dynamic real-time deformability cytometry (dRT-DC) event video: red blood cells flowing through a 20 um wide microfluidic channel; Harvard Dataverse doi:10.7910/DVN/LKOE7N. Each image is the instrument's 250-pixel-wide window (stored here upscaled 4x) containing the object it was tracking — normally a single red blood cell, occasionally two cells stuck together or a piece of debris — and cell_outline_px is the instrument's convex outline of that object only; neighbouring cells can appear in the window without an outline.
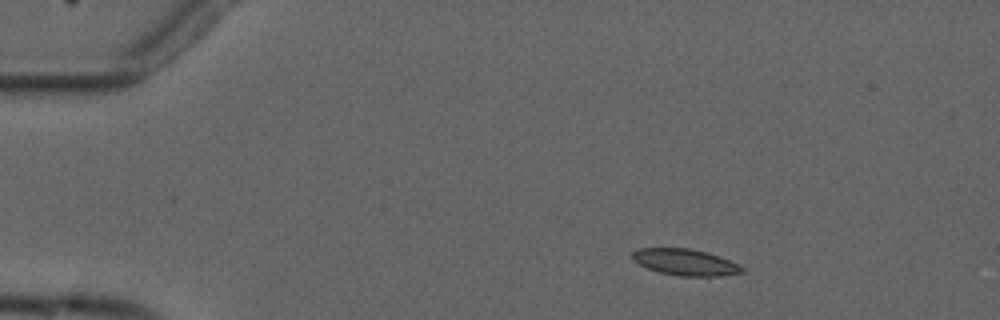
{"species": "common noctule bat (a hibernating species)", "species_latin": "Nyctalus noctula", "temperature_condition": "cold", "stored_images_in_passage": 4, "camera_frame_rate_fps": 3000, "um_per_image_px": 0.085, "animal": {"sex": "male", "forearm_length_mm": 52.5}, "frame": {"image": 1, "passage_image": 2, "time_ms": 1.0, "image_size_px": [1000, 320], "cell_outline_px": [[744, 272], [720, 276], [680, 276], [660, 272], [648, 268], [632, 260], [632, 252], [640, 248], [688, 248], [708, 252], [720, 256], [744, 268]], "centroid_in_image_um": [58.24, 22.28], "position_along_channel_um": 26.8, "area_um2": 16.76}}